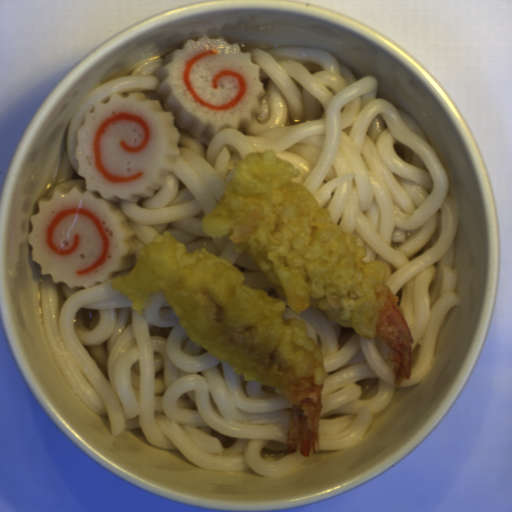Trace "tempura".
Returning a JSON list of instances; mask_svg holds the SVG:
<instances>
[{"mask_svg": "<svg viewBox=\"0 0 512 512\" xmlns=\"http://www.w3.org/2000/svg\"><path fill=\"white\" fill-rule=\"evenodd\" d=\"M299 174L273 149L247 154L232 163L222 199L202 217L204 232L246 252L280 298L244 285L237 266L204 247L188 253L167 230L137 250L133 269L110 286L132 299L137 315L163 291L193 344L291 402L287 451L309 457L318 452L327 372L305 324L285 313L312 307L364 339L379 338L397 388L411 378L415 341L385 262L365 263L357 235L344 232L305 184L292 182Z\"/></svg>", "mask_w": 512, "mask_h": 512, "instance_id": "1", "label": "tempura"}]
</instances>
